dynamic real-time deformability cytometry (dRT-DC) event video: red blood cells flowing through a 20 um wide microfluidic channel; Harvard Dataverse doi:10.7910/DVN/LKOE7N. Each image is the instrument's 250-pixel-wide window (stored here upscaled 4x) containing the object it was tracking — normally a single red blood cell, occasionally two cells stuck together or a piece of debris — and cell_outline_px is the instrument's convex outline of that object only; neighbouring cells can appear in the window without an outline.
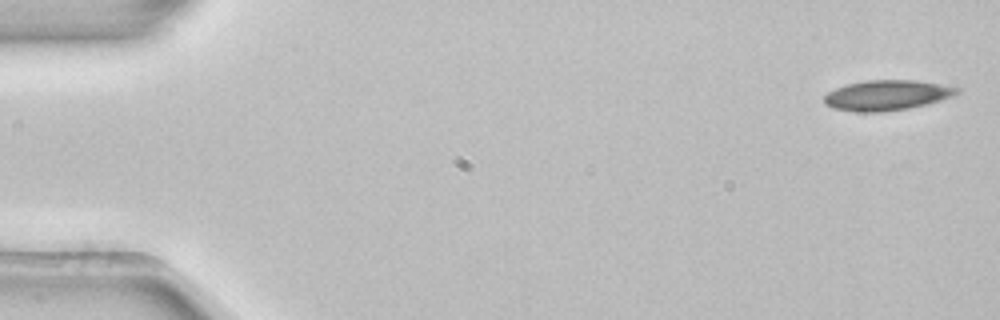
{"species": "common noctule bat (a hibernating species)", "species_latin": "Nyctalus noctula", "temperature_condition": "room temperature", "stored_images_in_passage": 3, "camera_frame_rate_fps": 3000, "um_per_image_px": 0.085, "animal": {"sex": "female", "body_mass_g": 22.7, "forearm_length_mm": 54.2}, "frame": {"image": 1, "passage_image": 1, "time_ms": 0.0, "image_size_px": [1000, 320], "cell_outline_px": [[960, 92], [952, 96], [940, 100], [908, 108], [884, 112], [856, 112], [832, 108], [824, 104], [824, 96], [828, 92], [836, 88], [848, 84], [864, 80], [916, 80], [940, 84], [960, 88]], "centroid_in_image_um": [75.36, 8.09], "position_along_channel_um": 9.6, "area_um2": 23.35}}